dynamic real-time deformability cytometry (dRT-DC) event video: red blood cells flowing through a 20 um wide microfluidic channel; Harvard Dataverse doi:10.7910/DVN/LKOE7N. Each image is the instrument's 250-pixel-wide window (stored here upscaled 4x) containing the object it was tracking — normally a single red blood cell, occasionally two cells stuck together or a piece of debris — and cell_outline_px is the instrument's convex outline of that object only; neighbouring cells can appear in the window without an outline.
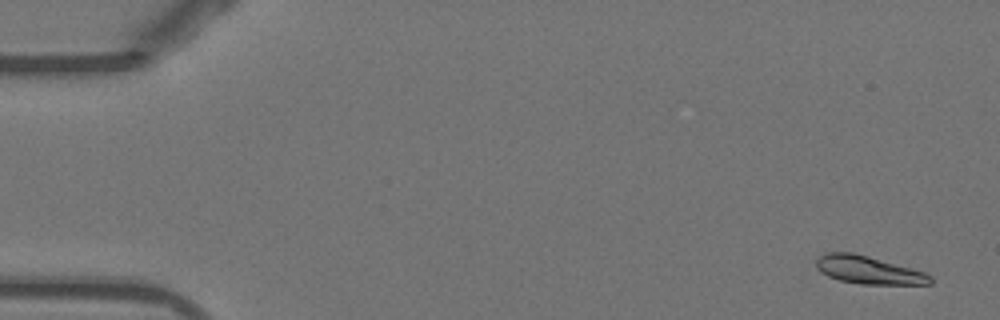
{"species": "Egyptian fruit bat (a non-hibernating species)", "species_latin": "Rousettus aegyptiacus", "temperature_condition": "warm", "stored_images_in_passage": 53, "camera_frame_rate_fps": 3000, "um_per_image_px": 0.085, "animal": {"sex": "female"}, "frame": {"image": 1, "passage_image": 3, "time_ms": 0.667, "image_size_px": [1000, 320], "cell_outline_px": [[932, 284], [860, 284], [840, 280], [828, 276], [820, 272], [816, 268], [816, 260], [820, 256], [828, 252], [852, 252], [868, 256], [924, 272], [932, 276]], "centroid_in_image_um": [73.8, 22.95], "position_along_channel_um": 11.2, "area_um2": 18.38}}
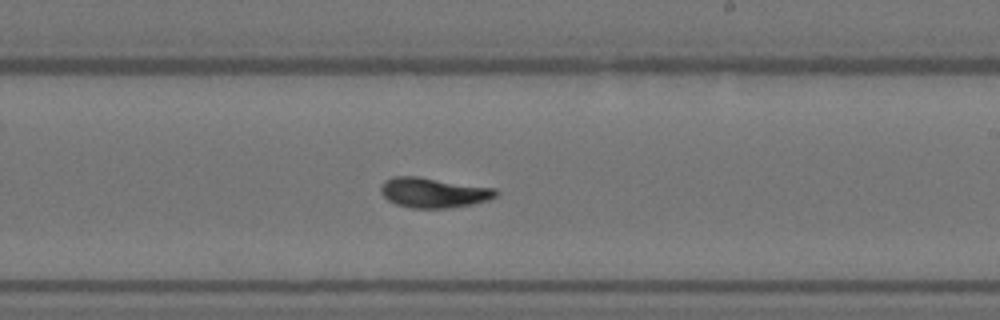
{"frame": {"image": 2, "passage_image": 32, "time_ms": 10.333, "image_size_px": [1000, 320], "cell_outline_px": [[496, 196], [488, 200], [472, 204], [448, 208], [412, 208], [396, 204], [388, 200], [380, 192], [380, 188], [384, 180], [396, 176], [416, 176], [496, 188]], "centroid_in_image_um": [36.83, 16.37], "position_along_channel_um": 252.2, "area_um2": 20.06}}
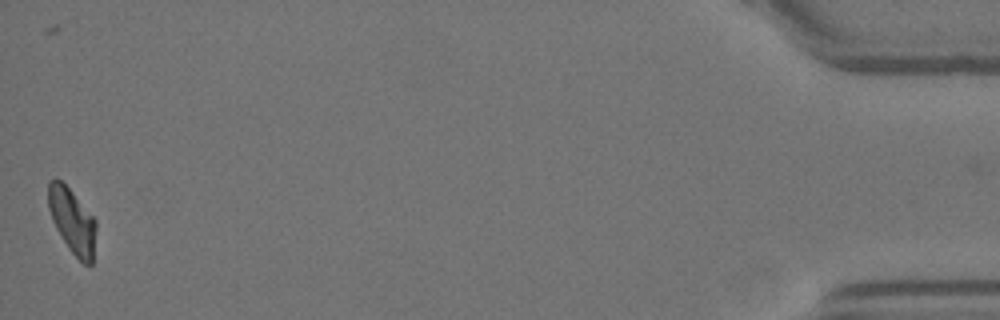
{"frame": {"image": 3, "passage_image": 53, "time_ms": 17.333, "image_size_px": [1000, 320], "cell_outline_px": [[96, 228], [92, 264], [84, 264], [68, 248], [56, 228], [52, 220], [48, 208], [48, 180], [56, 176], [72, 192], [96, 220]], "centroid_in_image_um": [6.12, 18.75], "position_along_channel_um": 429.1, "area_um2": 17.98}, "authors_computed_cell_mechanics": {"area_um2": 19.074, "velocity_mm_per_s": 3.8531, "shape_relaxation_time_tau1_ms": 3.4925, "shape_relaxation_time_tau2_ms": 1.9818, "deformation_change_tau1": 0.1594, "deformation_change_tau2": 0.0616}}